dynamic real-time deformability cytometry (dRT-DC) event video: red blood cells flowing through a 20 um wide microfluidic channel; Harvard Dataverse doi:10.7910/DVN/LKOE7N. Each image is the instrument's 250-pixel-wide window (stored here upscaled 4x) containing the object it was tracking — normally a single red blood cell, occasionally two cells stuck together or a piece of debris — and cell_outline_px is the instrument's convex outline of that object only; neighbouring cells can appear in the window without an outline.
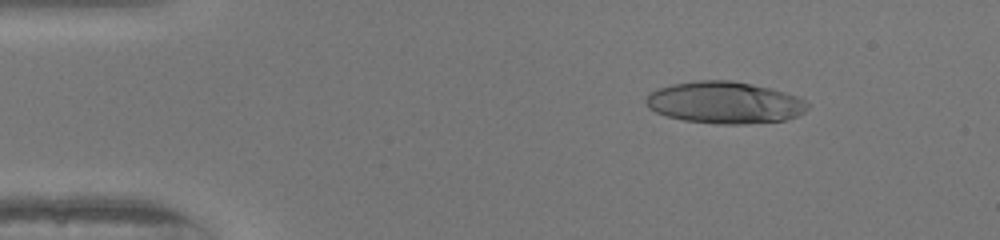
{"species": "human", "species_latin": "Homo sapiens", "temperature_condition": "warm", "stored_images_in_passage": 49, "camera_frame_rate_fps": 3000, "um_per_image_px": 0.085, "donor": {"sex": "female"}, "frame": {"image": 1, "passage_image": 7, "time_ms": 2.0, "image_size_px": [1000, 240], "cell_outline_px": [[808, 108], [804, 112], [796, 116], [784, 120], [748, 124], [716, 124], [684, 120], [664, 116], [648, 108], [644, 100], [648, 92], [656, 88], [672, 84], [696, 80], [732, 80], [752, 84], [784, 92], [796, 96], [804, 100], [808, 104]], "centroid_in_image_um": [61.53, 8.72], "position_along_channel_um": 23.5, "area_um2": 39.71}}
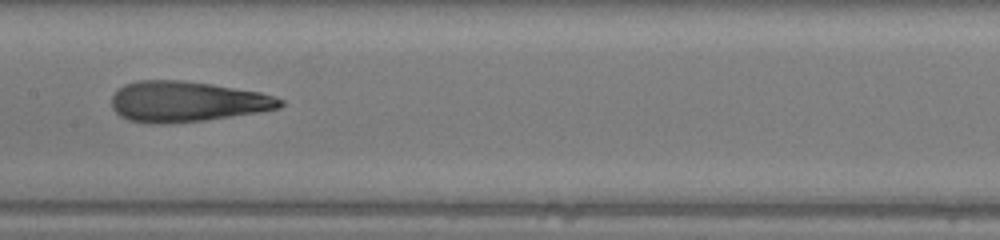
{"frame": {"image": 2, "passage_image": 25, "time_ms": 8.0, "image_size_px": [1000, 240], "cell_outline_px": [[284, 104], [280, 108], [260, 112], [204, 120], [168, 124], [148, 124], [128, 120], [120, 116], [112, 108], [112, 96], [124, 84], [136, 80], [180, 80], [212, 84], [260, 92], [284, 100]], "centroid_in_image_um": [15.86, 8.64], "position_along_channel_um": 191.5, "area_um2": 40.0}}
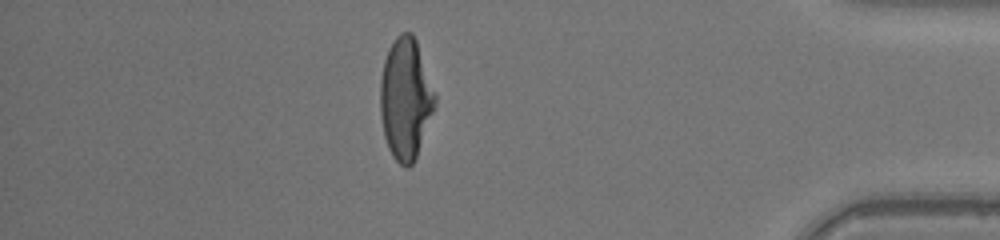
{"frame": {"image": 3, "passage_image": 43, "time_ms": 14.0, "image_size_px": [1000, 240], "cell_outline_px": [[436, 104], [416, 156], [412, 164], [408, 168], [404, 168], [392, 156], [388, 148], [384, 136], [380, 116], [380, 80], [384, 60], [388, 48], [396, 36], [400, 32], [412, 32], [416, 40], [436, 96]], "centroid_in_image_um": [34.45, 8.39], "position_along_channel_um": 400.8, "area_um2": 38.61}, "authors_computed_cell_mechanics": {"area_um2": 39.3618, "velocity_mm_per_s": 4.1889, "shape_relaxation_time_tau1_ms": null, "shape_relaxation_time_tau2_ms": 1.4297, "deformation_change_tau1": null, "deformation_change_tau2": 0.117}}